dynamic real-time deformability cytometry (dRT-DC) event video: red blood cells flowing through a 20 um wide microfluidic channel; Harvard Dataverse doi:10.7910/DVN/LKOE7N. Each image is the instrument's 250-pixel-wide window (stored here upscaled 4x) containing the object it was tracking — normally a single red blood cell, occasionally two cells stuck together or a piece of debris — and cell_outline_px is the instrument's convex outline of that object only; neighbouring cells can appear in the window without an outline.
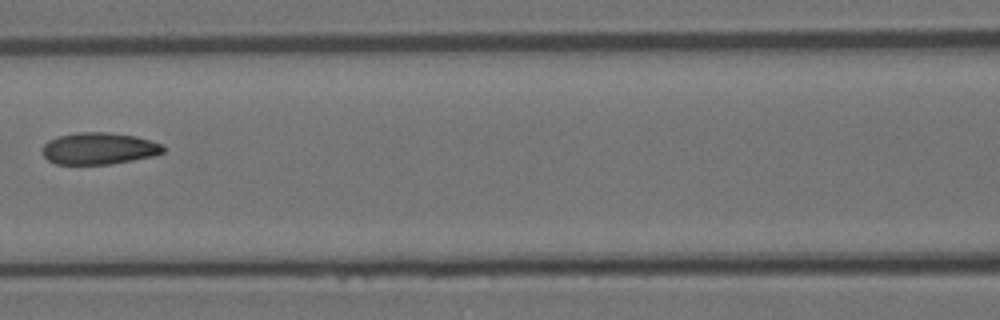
{"species": "Egyptian fruit bat (a non-hibernating species)", "species_latin": "Rousettus aegyptiacus", "temperature_condition": "room temperature", "stored_images_in_passage": 7, "segment_of_instrument_passage": [1, 2], "camera_frame_rate_fps": 3000, "um_per_image_px": 0.085, "animal": {"sex": "female"}, "frame": {"image": 1, "passage_image": 6, "time_ms": 1.667, "image_size_px": [1000, 320], "cell_outline_px": [[164, 152], [152, 156], [112, 164], [56, 164], [48, 160], [40, 152], [40, 148], [48, 140], [60, 136], [76, 132], [108, 132], [136, 136], [164, 144]], "centroid_in_image_um": [8.39, 12.62], "position_along_channel_um": 158.2, "area_um2": 22.6}}